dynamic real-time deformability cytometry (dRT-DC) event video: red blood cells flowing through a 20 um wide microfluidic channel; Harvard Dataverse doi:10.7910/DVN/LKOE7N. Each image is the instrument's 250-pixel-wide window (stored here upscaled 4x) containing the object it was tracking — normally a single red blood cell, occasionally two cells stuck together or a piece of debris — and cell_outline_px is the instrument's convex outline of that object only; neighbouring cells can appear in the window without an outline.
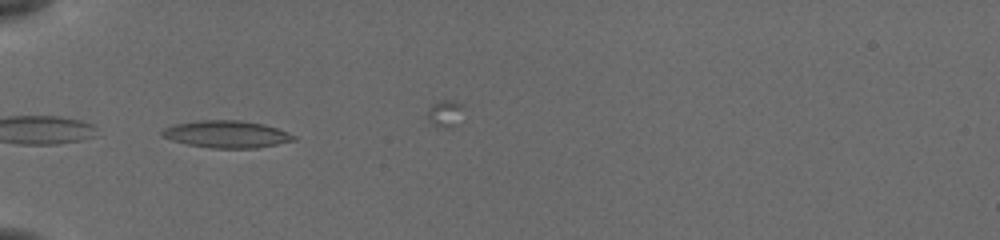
{"species": "common noctule bat (a hibernating species)", "species_latin": "Nyctalus noctula", "temperature_condition": "cold", "stored_images_in_passage": 11, "camera_frame_rate_fps": 3000, "um_per_image_px": 0.085, "animal": {"sex": "female", "body_mass_g": 19.5, "forearm_length_mm": 54.1}, "frame": {"image": 1, "passage_image": 1, "time_ms": 0.0, "image_size_px": [1000, 240], "cell_outline_px": [[296, 140], [256, 148], [212, 148], [188, 144], [172, 140], [160, 136], [160, 132], [164, 128], [176, 124], [200, 120], [240, 120], [264, 124], [276, 128], [296, 136]], "centroid_in_image_um": [19.24, 11.4], "position_along_channel_um": 65.8, "area_um2": 20.69}}
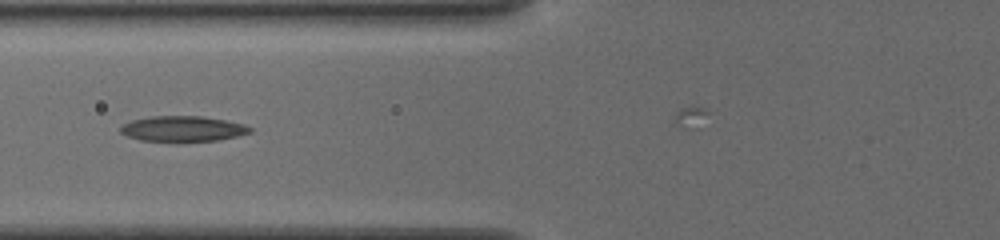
{"frame": {"image": 2, "passage_image": 5, "time_ms": 1.333, "image_size_px": [1000, 240], "cell_outline_px": [[252, 132], [236, 136], [216, 140], [140, 140], [128, 136], [120, 132], [120, 128], [124, 124], [132, 120], [152, 116], [200, 116], [224, 120], [244, 124], [252, 128]], "centroid_in_image_um": [15.54, 10.92], "position_along_channel_um": 110.3, "area_um2": 18.67}}
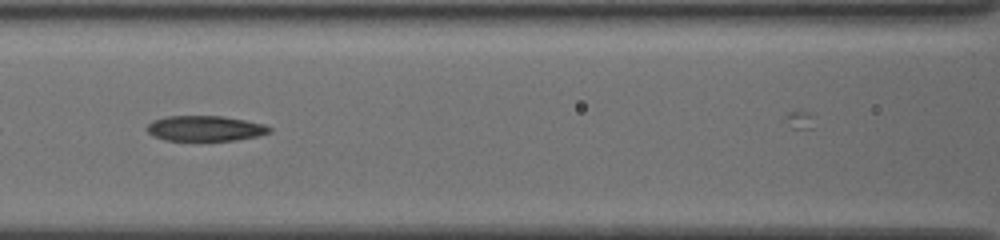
{"frame": {"image": 3, "passage_image": 8, "time_ms": 2.333, "image_size_px": [1000, 240], "cell_outline_px": [[272, 132], [256, 136], [236, 140], [164, 140], [152, 136], [148, 132], [148, 124], [152, 120], [168, 116], [224, 116], [264, 124], [272, 128]], "centroid_in_image_um": [17.44, 10.91], "position_along_channel_um": 149.2, "area_um2": 18.03}}